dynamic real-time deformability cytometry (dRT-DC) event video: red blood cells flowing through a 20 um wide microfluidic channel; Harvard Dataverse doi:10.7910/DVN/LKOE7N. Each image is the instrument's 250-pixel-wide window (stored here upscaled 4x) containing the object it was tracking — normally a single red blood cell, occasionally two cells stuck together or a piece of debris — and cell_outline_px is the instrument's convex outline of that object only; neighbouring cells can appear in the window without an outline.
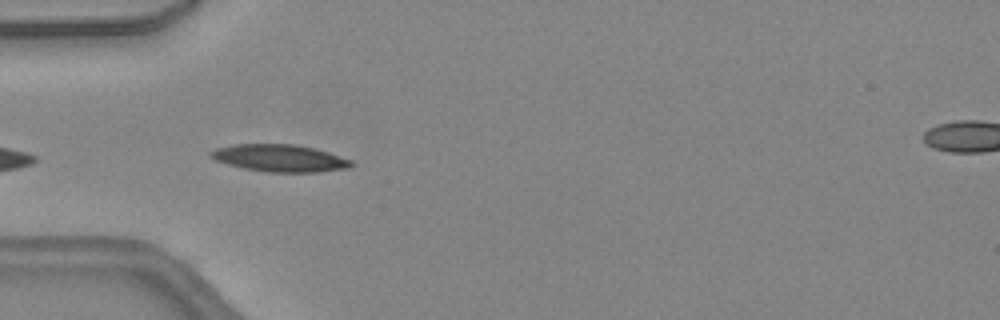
{"species": "common noctule bat (a hibernating species)", "species_latin": "Nyctalus noctula", "temperature_condition": "warm", "stored_images_in_passage": 9, "camera_frame_rate_fps": 3000, "um_per_image_px": 0.085, "animal": {"sex": "female", "body_mass_g": 24.6, "forearm_length_mm": 56.2}, "frame": {"image": 1, "passage_image": 2, "time_ms": 0.333, "image_size_px": [1000, 320], "cell_outline_px": [[356, 164], [348, 168], [316, 172], [268, 172], [244, 168], [228, 164], [216, 160], [208, 156], [208, 152], [216, 148], [236, 144], [296, 144], [316, 148], [352, 160]], "centroid_in_image_um": [23.79, 13.43], "position_along_channel_um": 61.2, "area_um2": 22.37}}